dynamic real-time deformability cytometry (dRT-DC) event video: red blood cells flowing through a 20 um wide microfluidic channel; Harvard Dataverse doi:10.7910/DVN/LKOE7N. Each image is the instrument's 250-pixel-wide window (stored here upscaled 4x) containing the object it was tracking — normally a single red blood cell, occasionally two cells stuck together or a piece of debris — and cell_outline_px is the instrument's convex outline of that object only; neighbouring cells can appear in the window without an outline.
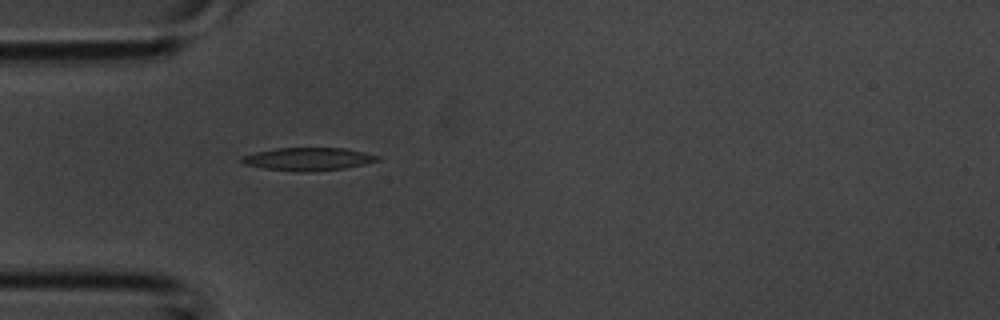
{"species": "common noctule bat (a hibernating species)", "species_latin": "Nyctalus noctula", "temperature_condition": "room temperature", "stored_images_in_passage": 1, "camera_frame_rate_fps": 3000, "um_per_image_px": 0.085, "animal": {"sex": "male", "body_mass_g": 20.1, "forearm_length_mm": 53.5}, "frame": {"image": 1, "passage_image": 1, "time_ms": 0.0, "image_size_px": [1000, 320], "cell_outline_px": [[380, 160], [364, 164], [344, 168], [308, 172], [300, 172], [264, 168], [244, 164], [240, 160], [240, 156], [256, 152], [276, 148], [344, 148], [364, 152], [380, 156]], "centroid_in_image_um": [26.18, 13.52], "position_along_channel_um": 58.8, "area_um2": 18.09}}